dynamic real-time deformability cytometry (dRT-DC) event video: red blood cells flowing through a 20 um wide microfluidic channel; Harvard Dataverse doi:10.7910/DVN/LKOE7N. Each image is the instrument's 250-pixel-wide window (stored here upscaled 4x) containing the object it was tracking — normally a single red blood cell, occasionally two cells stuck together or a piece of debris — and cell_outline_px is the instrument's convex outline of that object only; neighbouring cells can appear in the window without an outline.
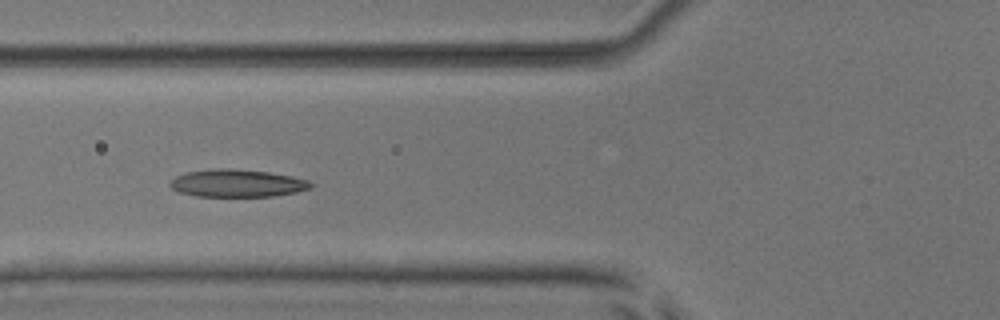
{"species": "common noctule bat (a hibernating species)", "species_latin": "Nyctalus noctula", "temperature_condition": "room temperature", "stored_images_in_passage": 7, "camera_frame_rate_fps": 3000, "um_per_image_px": 0.085, "animal": {"sex": "male", "body_mass_g": 17.9, "forearm_length_mm": 54.2}, "frame": {"image": 1, "passage_image": 6, "time_ms": 5.667, "image_size_px": [1000, 320], "cell_outline_px": [[316, 184], [312, 188], [296, 192], [272, 196], [196, 196], [180, 192], [172, 188], [168, 184], [176, 176], [184, 172], [216, 168], [228, 168], [268, 172], [292, 176], [308, 180]], "centroid_in_image_um": [20.18, 15.57], "position_along_channel_um": 105.6, "area_um2": 22.66}}
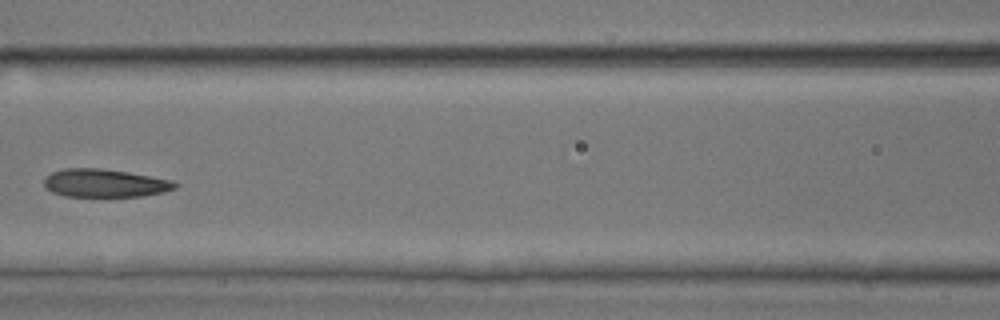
{"frame": {"image": 2, "passage_image": 7, "time_ms": 7.0, "image_size_px": [1000, 320], "cell_outline_px": [[176, 188], [164, 192], [144, 196], [64, 196], [52, 192], [44, 184], [44, 180], [52, 172], [64, 168], [100, 168], [128, 172], [172, 180], [176, 184]], "centroid_in_image_um": [8.91, 15.56], "position_along_channel_um": 157.7, "area_um2": 21.27}}